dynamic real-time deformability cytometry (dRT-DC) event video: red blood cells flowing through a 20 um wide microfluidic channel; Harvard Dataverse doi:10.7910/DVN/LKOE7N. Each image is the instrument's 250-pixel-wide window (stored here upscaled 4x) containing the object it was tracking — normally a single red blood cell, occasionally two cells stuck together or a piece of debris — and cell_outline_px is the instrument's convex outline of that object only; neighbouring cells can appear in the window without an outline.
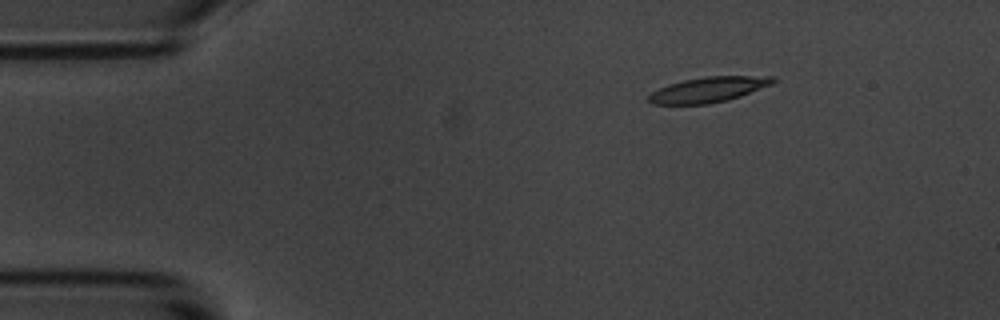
{"species": "common noctule bat (a hibernating species)", "species_latin": "Nyctalus noctula", "temperature_condition": "room temperature", "stored_images_in_passage": 3, "camera_frame_rate_fps": 3000, "um_per_image_px": 0.085, "animal": {"sex": "male", "body_mass_g": 20.1, "forearm_length_mm": 53.5}, "frame": {"image": 1, "passage_image": 1, "time_ms": 0.0, "image_size_px": [1000, 320], "cell_outline_px": [[776, 80], [772, 84], [740, 96], [728, 100], [708, 104], [652, 104], [648, 100], [648, 96], [652, 92], [668, 84], [684, 80], [704, 76], [776, 76]], "centroid_in_image_um": [60.23, 7.61], "position_along_channel_um": 24.8, "area_um2": 18.26}}